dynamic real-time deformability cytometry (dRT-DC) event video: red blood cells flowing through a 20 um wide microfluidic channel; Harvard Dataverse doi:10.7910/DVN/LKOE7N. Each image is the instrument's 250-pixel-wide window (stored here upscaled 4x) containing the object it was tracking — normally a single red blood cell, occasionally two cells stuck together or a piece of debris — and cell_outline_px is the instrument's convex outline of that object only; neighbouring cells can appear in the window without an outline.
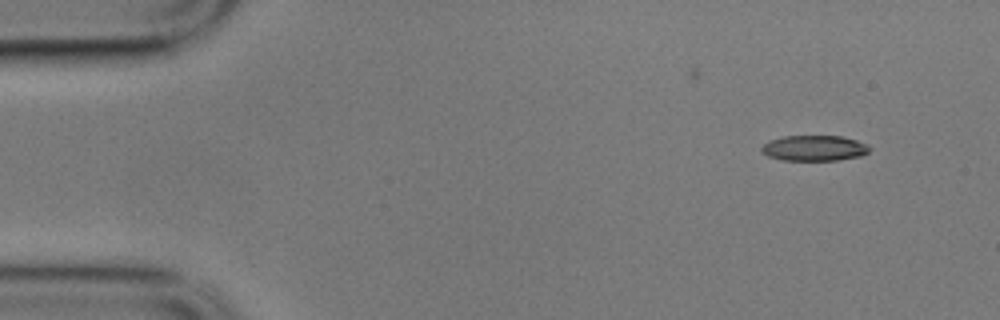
{"species": "common noctule bat (a hibernating species)", "species_latin": "Nyctalus noctula", "temperature_condition": "cold", "stored_images_in_passage": 5, "camera_frame_rate_fps": 3000, "um_per_image_px": 0.085, "animal": {"sex": "male", "body_mass_g": 17.9}, "frame": {"image": 1, "passage_image": 2, "time_ms": 0.333, "image_size_px": [1000, 320], "cell_outline_px": [[872, 148], [868, 152], [860, 156], [836, 160], [784, 160], [768, 156], [760, 148], [764, 144], [772, 140], [784, 136], [840, 136], [856, 140], [868, 144]], "centroid_in_image_um": [69.26, 12.59], "position_along_channel_um": 15.7, "area_um2": 15.9}}
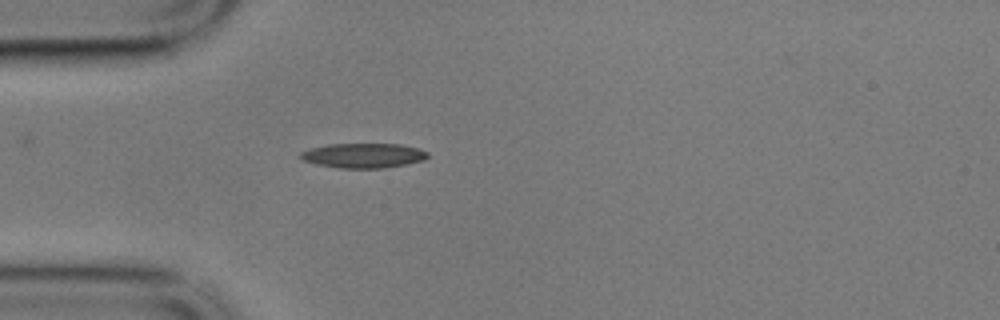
{"frame": {"image": 2, "passage_image": 5, "time_ms": 1.333, "image_size_px": [1000, 320], "cell_outline_px": [[428, 156], [424, 160], [384, 168], [340, 168], [316, 164], [304, 160], [296, 156], [300, 152], [312, 148], [328, 144], [400, 144], [420, 148], [428, 152]], "centroid_in_image_um": [30.88, 13.21], "position_along_channel_um": 54.1, "area_um2": 18.32}}